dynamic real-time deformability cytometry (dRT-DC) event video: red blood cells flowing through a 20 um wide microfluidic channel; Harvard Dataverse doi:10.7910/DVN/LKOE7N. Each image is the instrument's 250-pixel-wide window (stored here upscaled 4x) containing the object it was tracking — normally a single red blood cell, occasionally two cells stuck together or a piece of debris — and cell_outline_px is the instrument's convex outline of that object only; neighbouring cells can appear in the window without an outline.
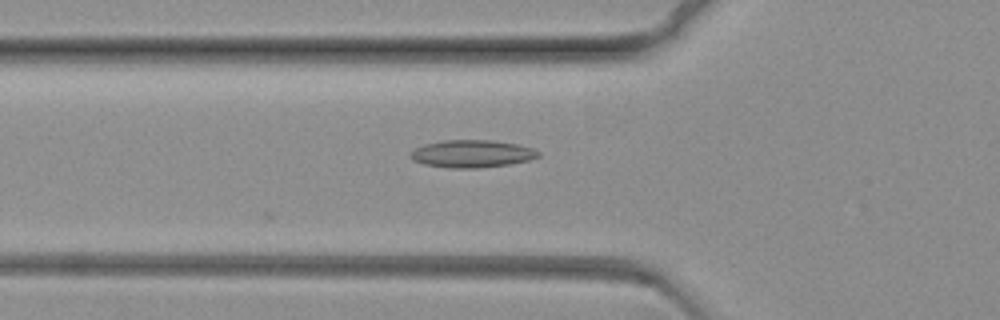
{"species": "common noctule bat (a hibernating species)", "species_latin": "Nyctalus noctula", "temperature_condition": "warm", "stored_images_in_passage": 6, "camera_frame_rate_fps": 3000, "um_per_image_px": 0.085, "animal": {"sex": "female", "body_mass_g": 19.3, "forearm_length_mm": 54.1}, "frame": {"image": 1, "passage_image": 6, "time_ms": 1.667, "image_size_px": [1000, 320], "cell_outline_px": [[540, 156], [528, 160], [508, 164], [480, 168], [448, 168], [424, 164], [412, 160], [408, 156], [416, 148], [424, 144], [444, 140], [492, 140], [516, 144], [532, 148], [540, 152]], "centroid_in_image_um": [40.09, 13.07], "position_along_channel_um": 85.7, "area_um2": 20.46}}